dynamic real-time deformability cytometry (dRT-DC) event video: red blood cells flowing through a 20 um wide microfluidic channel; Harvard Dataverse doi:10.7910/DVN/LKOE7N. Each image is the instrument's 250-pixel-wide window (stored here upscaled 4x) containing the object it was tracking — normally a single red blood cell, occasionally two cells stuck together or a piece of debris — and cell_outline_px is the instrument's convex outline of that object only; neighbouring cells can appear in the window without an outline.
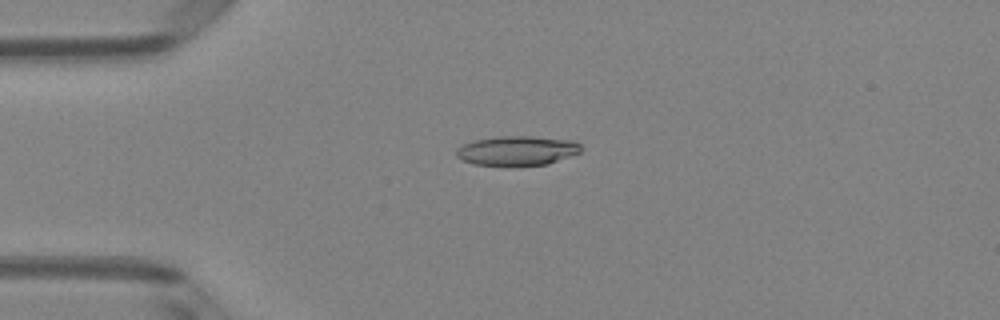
{"species": "Egyptian fruit bat (a non-hibernating species)", "species_latin": "Rousettus aegyptiacus", "temperature_condition": "room temperature", "stored_images_in_passage": 5, "camera_frame_rate_fps": 3000, "um_per_image_px": 0.085, "animal": {"sex": "female"}, "frame": {"image": 1, "passage_image": 4, "time_ms": 1.0, "image_size_px": [1000, 320], "cell_outline_px": [[580, 152], [548, 164], [520, 168], [512, 168], [472, 164], [460, 160], [456, 156], [456, 148], [464, 144], [476, 140], [496, 136], [532, 136], [572, 140], [580, 144]], "centroid_in_image_um": [43.9, 12.85], "position_along_channel_um": 41.1, "area_um2": 22.25}}